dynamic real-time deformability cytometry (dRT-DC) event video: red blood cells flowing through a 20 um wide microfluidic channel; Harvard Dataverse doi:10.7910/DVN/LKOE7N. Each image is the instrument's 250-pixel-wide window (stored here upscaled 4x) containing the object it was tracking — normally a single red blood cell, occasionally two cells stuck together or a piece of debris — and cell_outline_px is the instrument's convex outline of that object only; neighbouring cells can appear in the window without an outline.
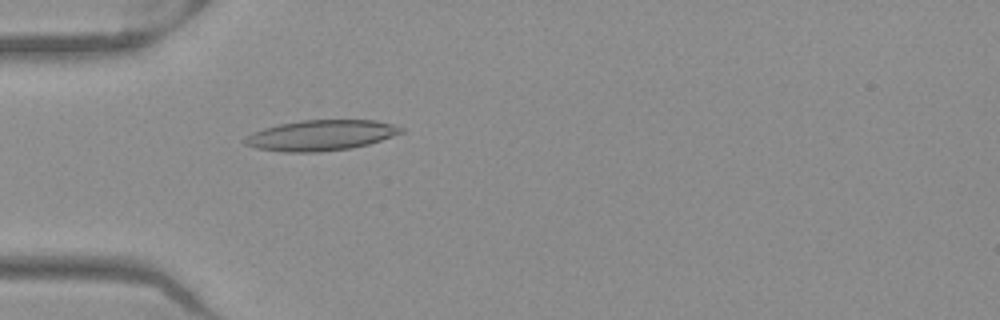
{"species": "Egyptian fruit bat (a non-hibernating species)", "species_latin": "Rousettus aegyptiacus", "temperature_condition": "warm", "stored_images_in_passage": 51, "camera_frame_rate_fps": 3000, "um_per_image_px": 0.085, "frame": {"image": 1, "passage_image": 15, "time_ms": 4.667, "image_size_px": [1000, 320], "cell_outline_px": [[404, 132], [368, 144], [352, 148], [320, 152], [284, 152], [256, 148], [244, 144], [240, 140], [244, 136], [252, 132], [264, 128], [280, 124], [300, 120], [376, 120], [392, 124], [404, 128]], "centroid_in_image_um": [27.23, 11.5], "position_along_channel_um": 57.8, "area_um2": 27.98}}
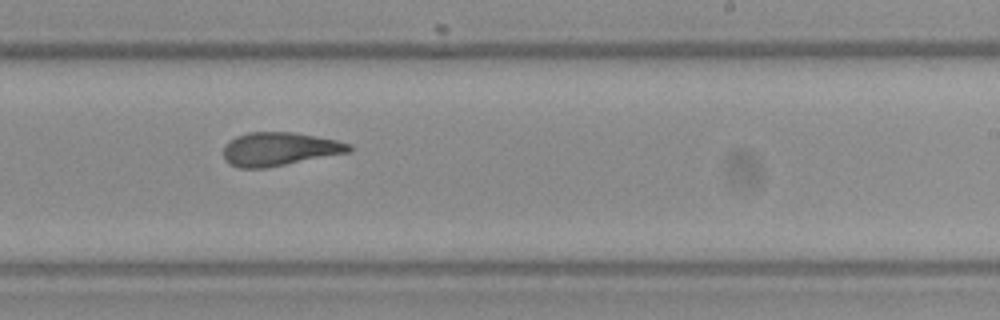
{"frame": {"image": 2, "passage_image": 31, "time_ms": 10.0, "image_size_px": [1000, 320], "cell_outline_px": [[352, 152], [264, 168], [240, 168], [228, 164], [224, 160], [224, 144], [228, 140], [236, 136], [248, 132], [292, 132], [336, 140], [352, 144]], "centroid_in_image_um": [23.73, 12.67], "position_along_channel_um": 265.3, "area_um2": 24.62}}
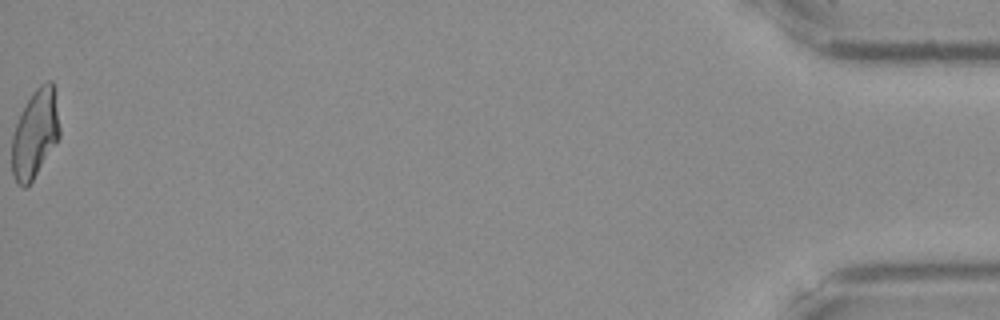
{"frame": {"image": 3, "passage_image": 51, "time_ms": 16.667, "image_size_px": [1000, 320], "cell_outline_px": [[60, 136], [32, 180], [24, 188], [16, 184], [12, 176], [12, 136], [16, 124], [32, 92], [40, 84], [48, 80], [52, 80], [60, 128]], "centroid_in_image_um": [2.96, 11.38], "position_along_channel_um": 432.2, "area_um2": 24.16}, "authors_computed_cell_mechanics": {"area_um2": 24.9118, "velocity_mm_per_s": 3.9769, "shape_relaxation_time_tau1_ms": 8.6645, "shape_relaxation_time_tau2_ms": 2.3017, "deformation_change_tau1": 0.2499, "deformation_change_tau2": 0.12}}